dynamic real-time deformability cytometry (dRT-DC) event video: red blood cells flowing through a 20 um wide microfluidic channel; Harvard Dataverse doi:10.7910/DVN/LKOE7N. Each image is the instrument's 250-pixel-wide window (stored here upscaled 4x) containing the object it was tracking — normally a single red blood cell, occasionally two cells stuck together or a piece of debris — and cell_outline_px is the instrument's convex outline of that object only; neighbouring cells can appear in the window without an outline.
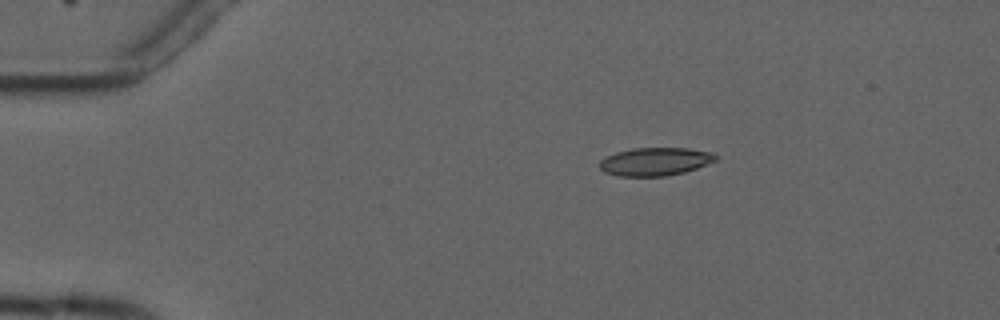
{"species": "common noctule bat (a hibernating species)", "species_latin": "Nyctalus noctula", "temperature_condition": "cold", "stored_images_in_passage": 4, "camera_frame_rate_fps": 3000, "um_per_image_px": 0.085, "animal": {"sex": "male", "forearm_length_mm": 52.5}, "frame": {"image": 1, "passage_image": 3, "time_ms": 2.333, "image_size_px": [1000, 320], "cell_outline_px": [[716, 160], [696, 168], [684, 172], [664, 176], [616, 176], [604, 172], [600, 168], [600, 160], [616, 152], [632, 148], [688, 148], [716, 152]], "centroid_in_image_um": [55.69, 13.73], "position_along_channel_um": 29.3, "area_um2": 19.02}}